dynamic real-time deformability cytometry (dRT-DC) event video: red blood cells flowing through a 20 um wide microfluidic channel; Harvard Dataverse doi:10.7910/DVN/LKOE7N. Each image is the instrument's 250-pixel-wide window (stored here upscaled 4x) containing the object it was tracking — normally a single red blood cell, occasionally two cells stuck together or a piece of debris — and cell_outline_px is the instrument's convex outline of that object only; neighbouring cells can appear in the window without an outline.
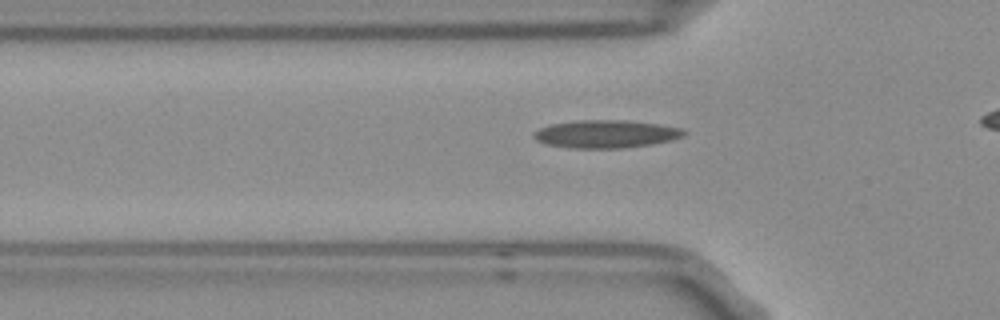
{"species": "Egyptian fruit bat (a non-hibernating species)", "species_latin": "Rousettus aegyptiacus", "temperature_condition": "room temperature", "stored_images_in_passage": 9, "camera_frame_rate_fps": 3000, "um_per_image_px": 0.085, "frame": {"image": 1, "passage_image": 6, "time_ms": 1.667, "image_size_px": [1000, 320], "cell_outline_px": [[688, 132], [684, 136], [672, 140], [652, 144], [620, 148], [572, 148], [544, 144], [536, 140], [532, 136], [532, 132], [548, 124], [576, 120], [628, 120], [660, 124], [684, 128]], "centroid_in_image_um": [51.51, 11.38], "position_along_channel_um": 74.3, "area_um2": 24.8}}